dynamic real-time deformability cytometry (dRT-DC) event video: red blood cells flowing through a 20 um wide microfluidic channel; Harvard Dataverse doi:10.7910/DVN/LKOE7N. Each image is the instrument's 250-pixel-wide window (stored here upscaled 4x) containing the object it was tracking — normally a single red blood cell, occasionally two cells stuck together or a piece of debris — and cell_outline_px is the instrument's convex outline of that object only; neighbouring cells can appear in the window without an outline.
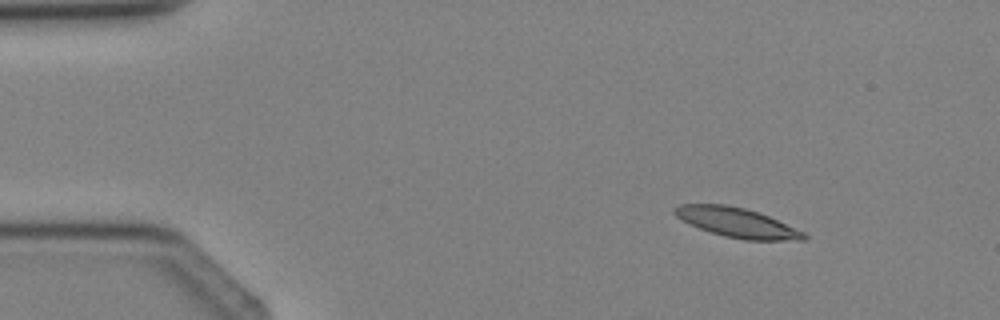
{"species": "Egyptian fruit bat (a non-hibernating species)", "species_latin": "Rousettus aegyptiacus", "temperature_condition": "cold", "stored_images_in_passage": 3, "camera_frame_rate_fps": 3000, "um_per_image_px": 0.085, "animal": {"sex": "female"}, "frame": {"image": 1, "passage_image": 1, "time_ms": 0.0, "image_size_px": [1000, 320], "cell_outline_px": [[808, 240], [744, 240], [724, 236], [700, 228], [676, 216], [672, 212], [672, 208], [680, 204], [724, 204], [744, 208], [768, 216], [804, 232], [808, 236]], "centroid_in_image_um": [62.65, 18.92], "position_along_channel_um": 22.4, "area_um2": 21.96}}
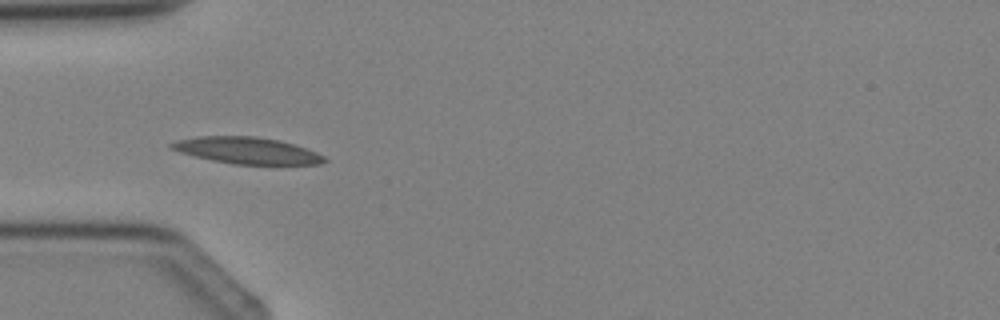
{"frame": {"image": 2, "passage_image": 3, "time_ms": 2.333, "image_size_px": [1000, 320], "cell_outline_px": [[328, 160], [320, 164], [232, 164], [212, 160], [180, 152], [168, 148], [168, 144], [176, 140], [200, 136], [256, 136], [280, 140], [316, 152], [324, 156]], "centroid_in_image_um": [20.96, 12.79], "position_along_channel_um": 64.0, "area_um2": 23.58}}